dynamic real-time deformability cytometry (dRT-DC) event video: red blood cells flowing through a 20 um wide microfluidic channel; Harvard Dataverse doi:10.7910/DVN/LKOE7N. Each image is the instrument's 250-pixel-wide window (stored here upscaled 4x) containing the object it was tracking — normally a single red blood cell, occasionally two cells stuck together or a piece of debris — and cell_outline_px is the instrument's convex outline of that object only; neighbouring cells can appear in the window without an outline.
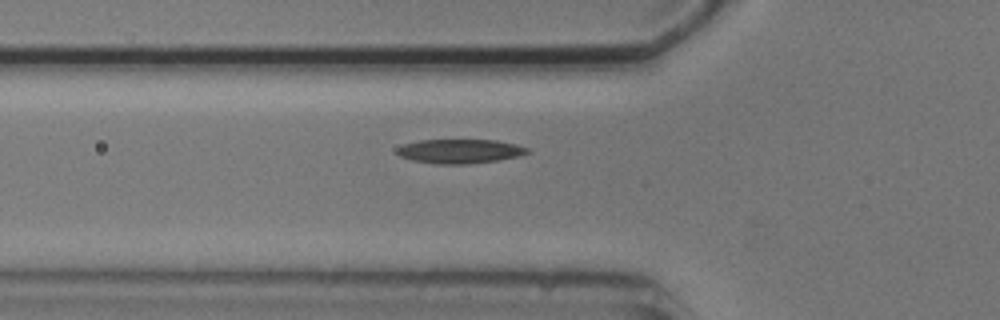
{"species": "common noctule bat (a hibernating species)", "species_latin": "Nyctalus noctula", "temperature_condition": "cold", "stored_images_in_passage": 5, "camera_frame_rate_fps": 3000, "um_per_image_px": 0.085, "animal": {"sex": "male", "body_mass_g": 20.5, "forearm_length_mm": 52.5}, "frame": {"image": 1, "passage_image": 5, "time_ms": 4.667, "image_size_px": [1000, 320], "cell_outline_px": [[532, 152], [520, 156], [496, 160], [468, 164], [436, 164], [412, 160], [400, 156], [396, 152], [396, 148], [404, 144], [420, 140], [496, 140], [516, 144], [528, 148]], "centroid_in_image_um": [39.1, 12.85], "position_along_channel_um": 86.7, "area_um2": 18.44}}